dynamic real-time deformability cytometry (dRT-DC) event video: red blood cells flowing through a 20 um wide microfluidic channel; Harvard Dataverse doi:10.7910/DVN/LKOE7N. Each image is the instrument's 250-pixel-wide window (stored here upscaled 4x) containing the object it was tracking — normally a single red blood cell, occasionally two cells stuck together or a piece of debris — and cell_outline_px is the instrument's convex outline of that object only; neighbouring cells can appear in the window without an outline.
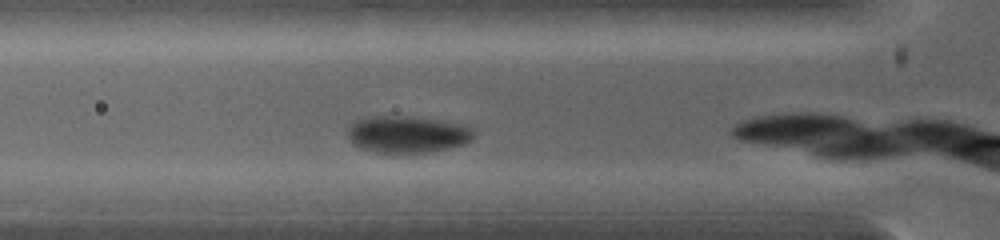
{"species": "common noctule bat (a hibernating species)", "species_latin": "Nyctalus noctula", "temperature_condition": "warm", "stored_images_in_passage": 3, "camera_frame_rate_fps": 5000, "um_per_image_px": 0.085, "animal": {"sex": "female", "body_mass_g": 19.0, "forearm_length_mm": 53.3}, "frame": {"image": 1, "passage_image": 2, "time_ms": 0.4, "image_size_px": [1000, 240], "cell_outline_px": [[476, 136], [464, 144], [448, 148], [424, 152], [376, 152], [360, 148], [348, 136], [348, 124], [356, 120], [368, 116], [404, 116], [436, 120], [460, 124], [476, 128]], "centroid_in_image_um": [34.64, 11.4], "position_along_channel_um": 91.2, "area_um2": 26.93}}